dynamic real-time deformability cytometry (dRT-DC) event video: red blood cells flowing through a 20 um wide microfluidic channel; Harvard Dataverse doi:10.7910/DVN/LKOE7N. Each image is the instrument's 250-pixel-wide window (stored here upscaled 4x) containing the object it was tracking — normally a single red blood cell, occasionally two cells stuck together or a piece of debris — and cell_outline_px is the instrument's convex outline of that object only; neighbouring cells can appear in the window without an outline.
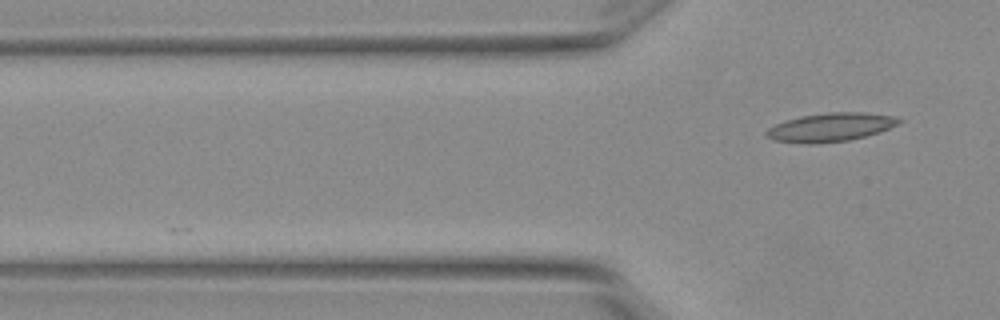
{"species": "Egyptian fruit bat (a non-hibernating species)", "species_latin": "Rousettus aegyptiacus", "temperature_condition": "warm", "stored_images_in_passage": 4, "camera_frame_rate_fps": 3000, "um_per_image_px": 0.085, "animal": {"sex": "female"}, "frame": {"image": 1, "passage_image": 4, "time_ms": 1.0, "image_size_px": [1000, 320], "cell_outline_px": [[904, 120], [900, 124], [880, 132], [848, 140], [812, 144], [808, 144], [772, 140], [764, 132], [768, 128], [784, 120], [800, 116], [828, 112], [864, 112], [896, 116]], "centroid_in_image_um": [70.63, 10.8], "position_along_channel_um": 55.2, "area_um2": 22.25}}